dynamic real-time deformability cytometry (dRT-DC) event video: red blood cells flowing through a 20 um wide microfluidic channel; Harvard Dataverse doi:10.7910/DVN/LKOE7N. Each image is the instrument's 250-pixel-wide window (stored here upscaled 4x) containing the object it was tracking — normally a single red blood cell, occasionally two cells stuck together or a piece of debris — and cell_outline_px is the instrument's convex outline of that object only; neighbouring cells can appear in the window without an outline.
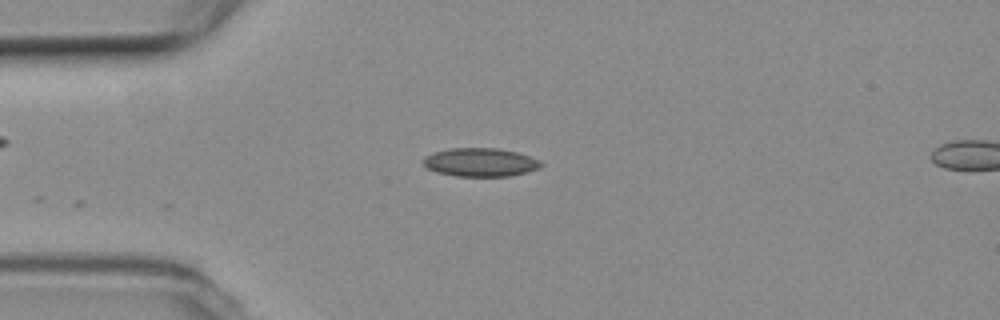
{"species": "common noctule bat (a hibernating species)", "species_latin": "Nyctalus noctula", "temperature_condition": "room temperature", "stored_images_in_passage": 7, "camera_frame_rate_fps": 3000, "um_per_image_px": 0.085, "animal": {"sex": "female", "body_mass_g": 19.3, "forearm_length_mm": 54.1}, "frame": {"image": 1, "passage_image": 2, "time_ms": 0.333, "image_size_px": [1000, 320], "cell_outline_px": [[544, 164], [540, 168], [508, 176], [456, 176], [436, 172], [428, 168], [424, 164], [424, 156], [432, 152], [448, 148], [496, 148], [516, 152], [540, 160]], "centroid_in_image_um": [40.81, 13.79], "position_along_channel_um": 44.2, "area_um2": 19.48}}